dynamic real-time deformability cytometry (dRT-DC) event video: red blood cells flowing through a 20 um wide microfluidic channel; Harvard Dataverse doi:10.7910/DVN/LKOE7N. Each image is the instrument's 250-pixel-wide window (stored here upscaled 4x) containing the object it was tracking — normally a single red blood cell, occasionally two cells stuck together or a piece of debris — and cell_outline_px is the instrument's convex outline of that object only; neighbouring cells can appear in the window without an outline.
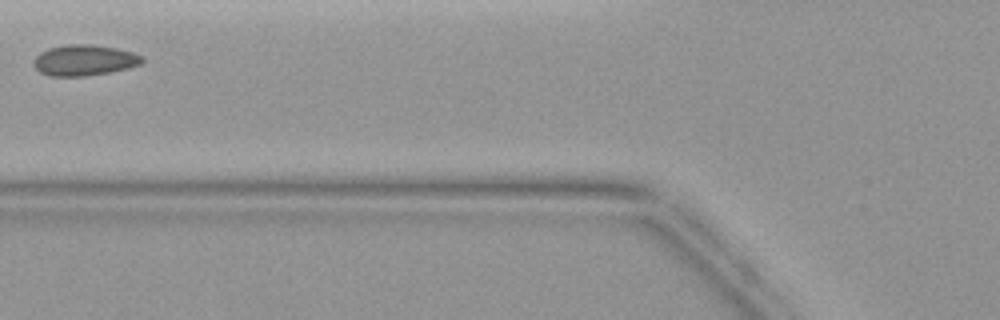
{"species": "common noctule bat (a hibernating species)", "species_latin": "Nyctalus noctula", "temperature_condition": "warm", "stored_images_in_passage": 3, "camera_frame_rate_fps": 3000, "um_per_image_px": 0.085, "animal": {"sex": "female", "body_mass_g": 19.9}, "frame": {"image": 1, "passage_image": 3, "time_ms": 2.333, "image_size_px": [1000, 320], "cell_outline_px": [[144, 60], [140, 64], [128, 68], [108, 72], [84, 76], [48, 76], [40, 72], [36, 68], [36, 56], [40, 52], [48, 48], [68, 44], [92, 44], [116, 48], [132, 52], [144, 56]], "centroid_in_image_um": [7.19, 5.11], "position_along_channel_um": 118.6, "area_um2": 19.36}}